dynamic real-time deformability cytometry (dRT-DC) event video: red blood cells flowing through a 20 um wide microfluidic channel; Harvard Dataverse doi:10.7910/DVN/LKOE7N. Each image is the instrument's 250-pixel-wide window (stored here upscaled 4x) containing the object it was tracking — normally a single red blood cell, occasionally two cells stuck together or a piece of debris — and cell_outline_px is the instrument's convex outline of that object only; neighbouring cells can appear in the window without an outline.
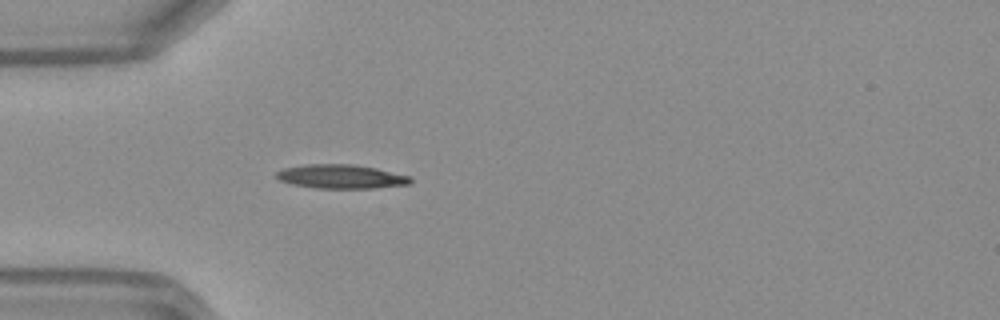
{"species": "Egyptian fruit bat (a non-hibernating species)", "species_latin": "Rousettus aegyptiacus", "temperature_condition": "warm", "stored_images_in_passage": 35, "camera_frame_rate_fps": 3000, "um_per_image_px": 0.085, "frame": {"image": 1, "passage_image": 1, "time_ms": 0.0, "image_size_px": [1000, 320], "cell_outline_px": [[412, 180], [408, 184], [372, 188], [316, 188], [292, 184], [280, 180], [276, 176], [276, 172], [284, 168], [308, 164], [352, 164], [376, 168], [408, 176]], "centroid_in_image_um": [28.95, 15.0], "position_along_channel_um": 56.0, "area_um2": 18.44}}
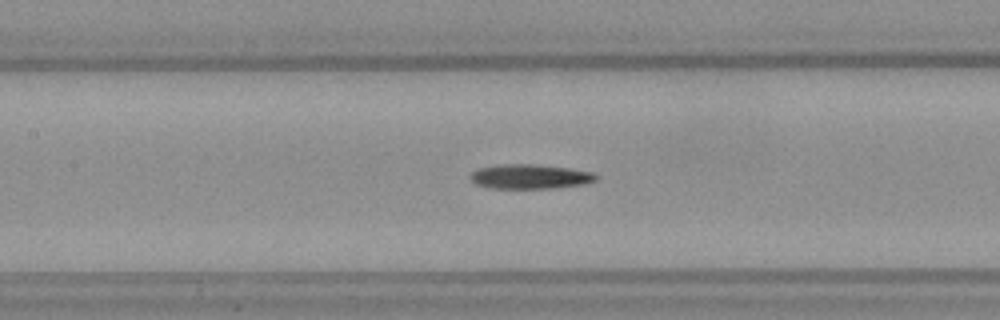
{"frame": {"image": 2, "passage_image": 9, "time_ms": 2.667, "image_size_px": [1000, 320], "cell_outline_px": [[596, 180], [584, 184], [552, 188], [492, 188], [476, 184], [468, 176], [472, 172], [480, 168], [500, 164], [536, 164], [568, 168], [596, 172]], "centroid_in_image_um": [45.06, 15.0], "position_along_channel_um": 162.3, "area_um2": 17.92}}
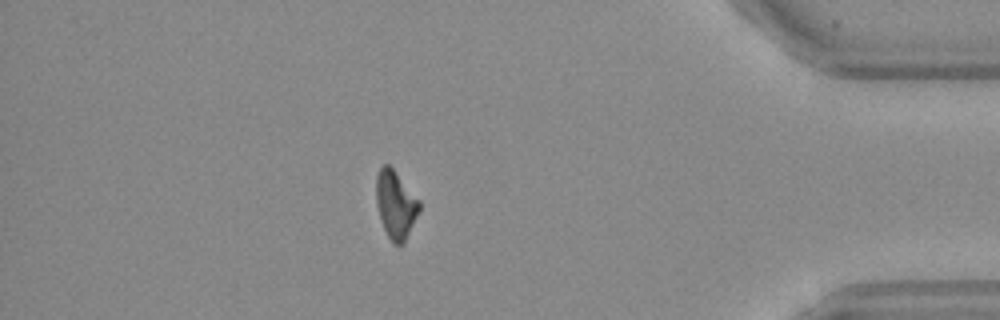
{"frame": {"image": 3, "passage_image": 29, "time_ms": 9.333, "image_size_px": [1000, 320], "cell_outline_px": [[420, 208], [404, 244], [392, 244], [380, 220], [376, 204], [376, 176], [380, 168], [384, 164], [388, 164], [396, 172], [420, 200]], "centroid_in_image_um": [33.62, 17.39], "position_along_channel_um": 401.6, "area_um2": 17.05}, "authors_computed_cell_mechanics": {"area_um2": 17.34, "velocity_mm_per_s": 4.1753, "shape_relaxation_time_tau1_ms": 5.8752, "shape_relaxation_time_tau2_ms": null, "deformation_change_tau1": 0.2061, "deformation_change_tau2": null}}